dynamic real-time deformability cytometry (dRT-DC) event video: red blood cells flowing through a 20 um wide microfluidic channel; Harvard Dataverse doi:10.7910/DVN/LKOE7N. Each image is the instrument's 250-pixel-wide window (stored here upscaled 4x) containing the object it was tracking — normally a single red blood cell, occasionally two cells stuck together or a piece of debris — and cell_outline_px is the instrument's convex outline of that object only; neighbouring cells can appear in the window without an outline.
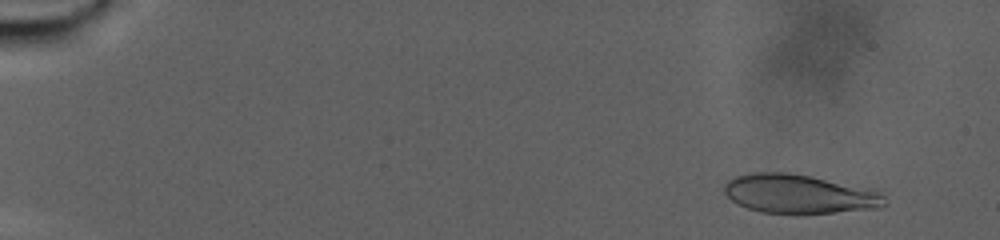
{"species": "human", "species_latin": "Homo sapiens", "temperature_condition": "warm", "stored_images_in_passage": 95, "camera_frame_rate_fps": 3000, "um_per_image_px": 0.085, "donor": {"sex": "male"}, "frame": {"image": 1, "passage_image": 9, "time_ms": 2.667, "image_size_px": [1000, 240], "cell_outline_px": [[888, 204], [880, 208], [796, 216], [760, 212], [736, 204], [724, 192], [724, 184], [728, 180], [736, 176], [748, 172], [788, 172], [812, 176], [872, 188], [880, 192], [888, 200]], "centroid_in_image_um": [67.97, 16.51], "position_along_channel_um": 17.0, "area_um2": 37.74}}
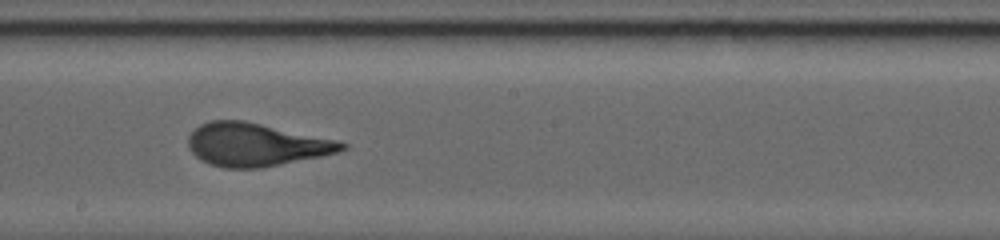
{"frame": {"image": 2, "passage_image": 57, "time_ms": 18.667, "image_size_px": [1000, 240], "cell_outline_px": [[348, 148], [340, 152], [260, 168], [224, 168], [208, 164], [200, 160], [188, 148], [188, 136], [200, 124], [212, 120], [244, 120], [336, 140], [348, 144]], "centroid_in_image_um": [21.73, 12.3], "position_along_channel_um": 226.5, "area_um2": 38.44}}
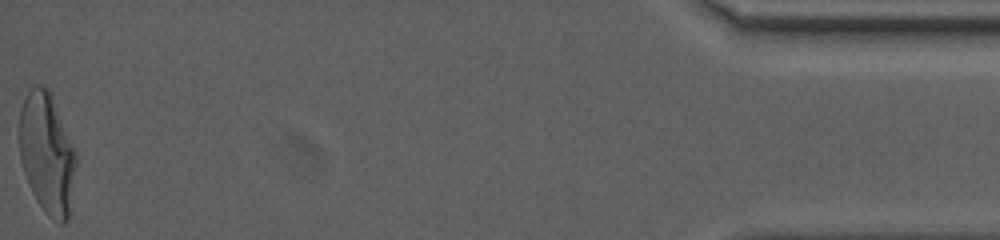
{"frame": {"image": 3, "passage_image": 95, "time_ms": 31.333, "image_size_px": [1000, 240], "cell_outline_px": [[76, 164], [72, 212], [68, 220], [64, 224], [60, 224], [52, 220], [44, 212], [36, 200], [28, 184], [20, 160], [20, 108], [28, 92], [36, 84], [40, 84], [48, 88], [52, 92], [76, 152]], "centroid_in_image_um": [4.03, 13.09], "position_along_channel_um": 431.2, "area_um2": 40.81}, "authors_computed_cell_mechanics": {"area_um2": 37.9168, "velocity_mm_per_s": 2.275, "shape_relaxation_time_tau1_ms": 10.1176, "shape_relaxation_time_tau2_ms": 1.2807, "deformation_change_tau1": 0.2756, "deformation_change_tau2": 0.0913}}